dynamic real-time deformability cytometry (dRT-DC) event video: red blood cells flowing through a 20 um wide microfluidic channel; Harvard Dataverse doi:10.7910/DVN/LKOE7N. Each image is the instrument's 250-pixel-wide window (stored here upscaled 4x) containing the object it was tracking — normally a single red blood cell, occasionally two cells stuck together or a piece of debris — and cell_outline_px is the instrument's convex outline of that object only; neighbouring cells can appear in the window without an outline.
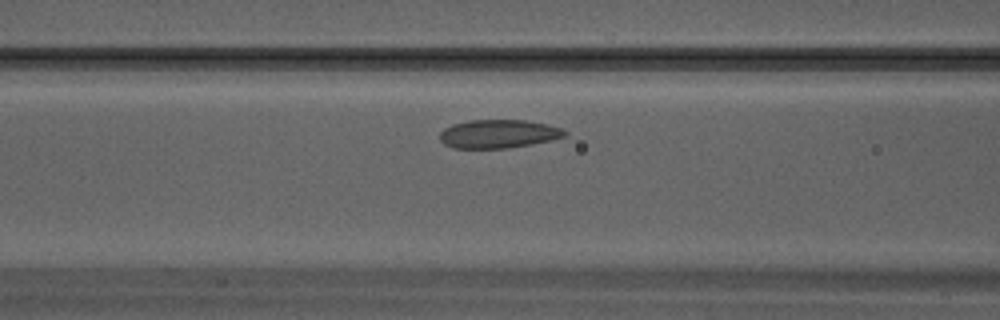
{"species": "Egyptian fruit bat (a non-hibernating species)", "species_latin": "Rousettus aegyptiacus", "temperature_condition": "warm", "stored_images_in_passage": 23, "camera_frame_rate_fps": 3000, "um_per_image_px": 0.085, "animal": {"sex": "male"}, "frame": {"image": 1, "passage_image": 4, "time_ms": 1.0, "image_size_px": [1000, 320], "cell_outline_px": [[568, 132], [564, 136], [552, 140], [532, 144], [508, 148], [452, 148], [444, 144], [440, 140], [440, 132], [444, 128], [452, 124], [468, 120], [524, 120], [544, 124], [560, 128]], "centroid_in_image_um": [42.32, 11.38], "position_along_channel_um": 124.3, "area_um2": 20.69}}
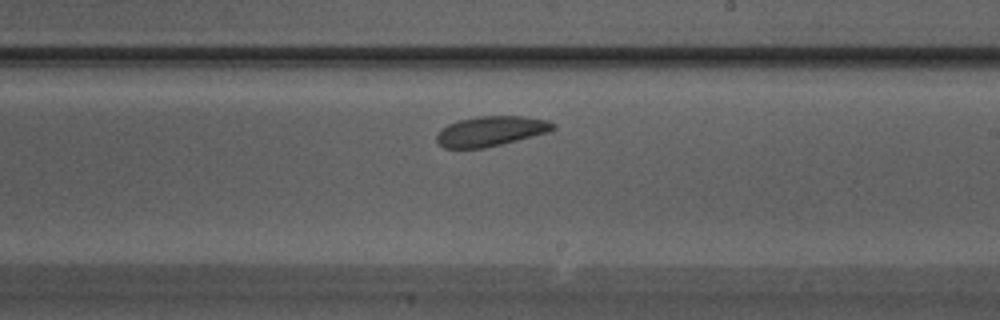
{"frame": {"image": 2, "passage_image": 10, "time_ms": 3.0, "image_size_px": [1000, 320], "cell_outline_px": [[556, 128], [552, 132], [484, 148], [444, 148], [436, 140], [436, 132], [448, 124], [460, 120], [480, 116], [524, 116], [548, 120], [556, 124]], "centroid_in_image_um": [41.77, 11.15], "position_along_channel_um": 247.2, "area_um2": 20.52}}
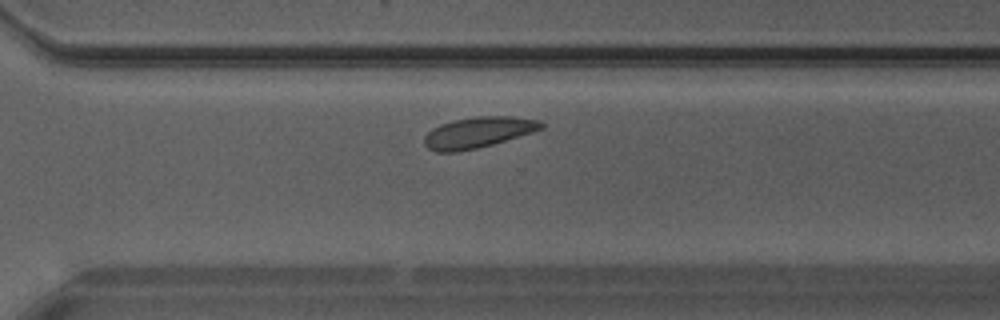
{"frame": {"image": 3, "passage_image": 14, "time_ms": 4.333, "image_size_px": [1000, 320], "cell_outline_px": [[544, 128], [532, 132], [492, 144], [476, 148], [456, 152], [436, 152], [428, 148], [424, 144], [424, 136], [432, 128], [440, 124], [452, 120], [476, 116], [508, 116], [540, 120], [544, 124]], "centroid_in_image_um": [40.61, 11.25], "position_along_channel_um": 330.0, "area_um2": 20.98}}